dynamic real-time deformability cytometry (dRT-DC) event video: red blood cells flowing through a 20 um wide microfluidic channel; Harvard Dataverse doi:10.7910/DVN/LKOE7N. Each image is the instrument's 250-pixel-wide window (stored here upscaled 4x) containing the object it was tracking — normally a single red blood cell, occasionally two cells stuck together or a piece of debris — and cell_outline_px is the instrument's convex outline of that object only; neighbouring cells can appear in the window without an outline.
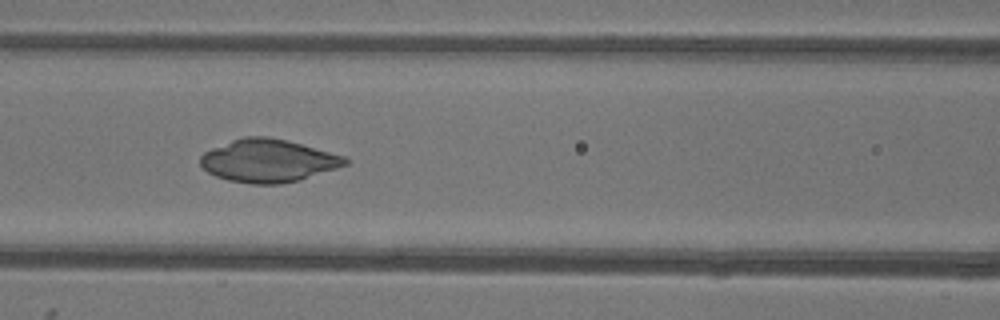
{"species": "common noctule bat (a hibernating species)", "species_latin": "Nyctalus noctula", "temperature_condition": "warm", "stored_images_in_passage": 39, "camera_frame_rate_fps": 3000, "um_per_image_px": 0.085, "animal": {"sex": "female"}, "frame": {"image": 1, "passage_image": 13, "time_ms": 4.0, "image_size_px": [1000, 320], "cell_outline_px": [[348, 164], [300, 180], [280, 184], [252, 184], [228, 180], [216, 176], [208, 172], [200, 164], [200, 156], [204, 152], [212, 148], [232, 140], [244, 136], [268, 136], [288, 140], [344, 156], [348, 160]], "centroid_in_image_um": [22.78, 13.66], "position_along_channel_um": 143.8, "area_um2": 36.07}}
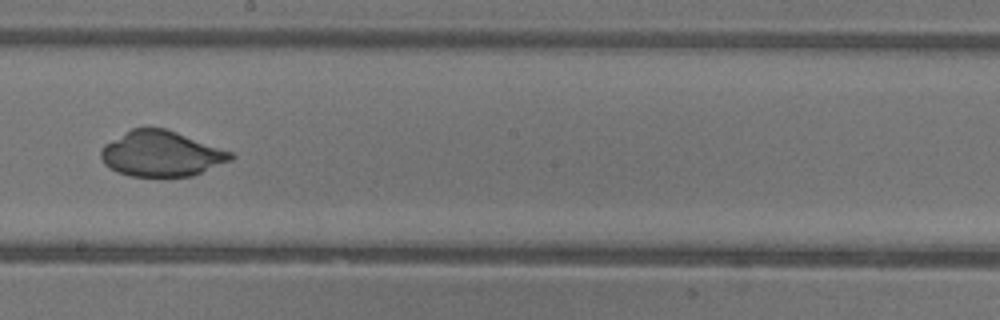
{"frame": {"image": 2, "passage_image": 20, "time_ms": 6.333, "image_size_px": [1000, 320], "cell_outline_px": [[236, 156], [232, 160], [192, 176], [128, 176], [104, 164], [100, 156], [100, 152], [104, 144], [132, 128], [164, 128], [176, 132], [232, 152]], "centroid_in_image_um": [13.71, 13.07], "position_along_channel_um": 234.5, "area_um2": 34.04}}
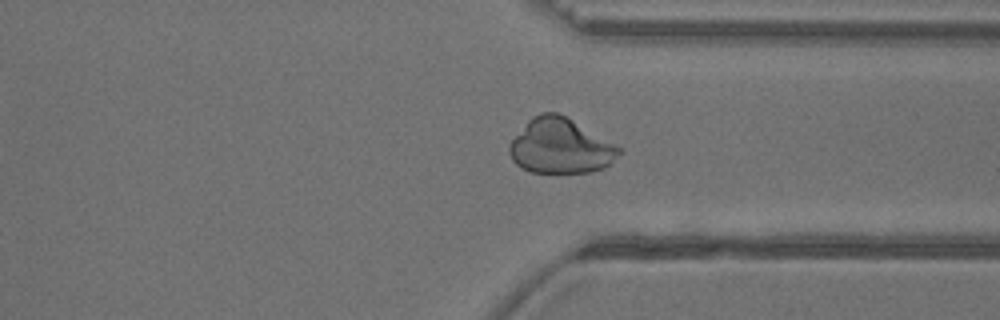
{"frame": {"image": 3, "passage_image": 30, "time_ms": 9.667, "image_size_px": [1000, 320], "cell_outline_px": [[624, 152], [604, 168], [588, 172], [532, 172], [516, 164], [512, 160], [508, 152], [508, 144], [528, 120], [532, 116], [540, 112], [556, 112], [572, 120], [620, 148]], "centroid_in_image_um": [47.6, 12.42], "position_along_channel_um": 363.8, "area_um2": 34.74}}